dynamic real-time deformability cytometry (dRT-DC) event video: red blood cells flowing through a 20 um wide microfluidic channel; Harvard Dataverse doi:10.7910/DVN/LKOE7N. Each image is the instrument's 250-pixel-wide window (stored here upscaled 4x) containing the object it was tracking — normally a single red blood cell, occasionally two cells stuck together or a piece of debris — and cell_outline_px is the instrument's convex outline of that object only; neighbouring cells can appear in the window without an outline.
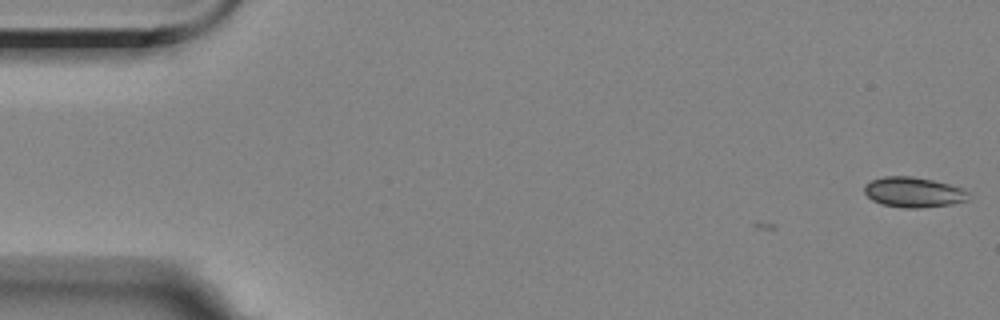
{"species": "Egyptian fruit bat (a non-hibernating species)", "species_latin": "Rousettus aegyptiacus", "temperature_condition": "room temperature", "stored_images_in_passage": 2, "camera_frame_rate_fps": 3000, "um_per_image_px": 0.085, "animal": {"sex": "female"}, "frame": {"image": 1, "passage_image": 2, "time_ms": 1.0, "image_size_px": [1000, 320], "cell_outline_px": [[968, 200], [952, 204], [916, 208], [904, 208], [880, 204], [872, 200], [864, 192], [864, 184], [872, 180], [884, 176], [912, 176], [932, 180], [948, 184], [960, 188], [968, 192]], "centroid_in_image_um": [77.61, 16.34], "position_along_channel_um": 7.4, "area_um2": 18.26}}